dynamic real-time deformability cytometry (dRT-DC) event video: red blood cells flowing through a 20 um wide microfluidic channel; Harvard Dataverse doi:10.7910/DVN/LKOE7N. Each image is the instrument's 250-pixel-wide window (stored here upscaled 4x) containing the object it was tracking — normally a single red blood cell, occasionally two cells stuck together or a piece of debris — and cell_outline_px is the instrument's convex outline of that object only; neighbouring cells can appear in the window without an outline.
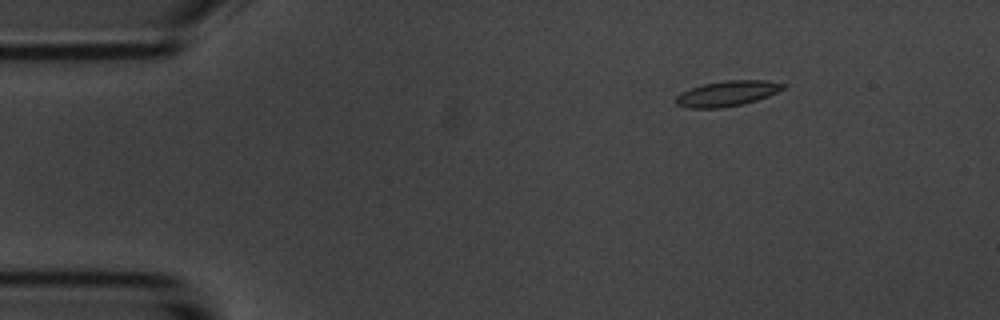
{"species": "common noctule bat (a hibernating species)", "species_latin": "Nyctalus noctula", "temperature_condition": "room temperature", "stored_images_in_passage": 48, "camera_frame_rate_fps": 3000, "um_per_image_px": 0.085, "animal": {"sex": "male", "body_mass_g": 20.1, "forearm_length_mm": 53.5}, "frame": {"image": 1, "passage_image": 1, "time_ms": 0.0, "image_size_px": [1000, 320], "cell_outline_px": [[788, 84], [784, 88], [768, 96], [756, 100], [740, 104], [720, 108], [688, 108], [676, 104], [676, 96], [680, 92], [704, 84], [728, 80], [764, 80]], "centroid_in_image_um": [61.81, 7.94], "position_along_channel_um": 23.2, "area_um2": 15.66}}
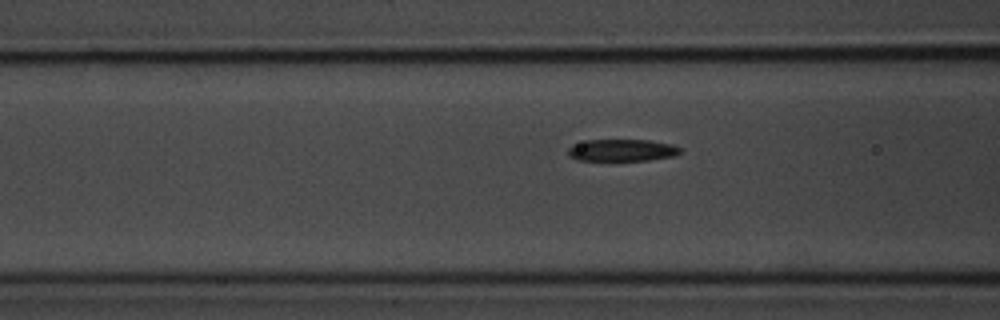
{"frame": {"image": 2, "passage_image": 14, "time_ms": 4.333, "image_size_px": [1000, 320], "cell_outline_px": [[680, 152], [676, 156], [648, 160], [576, 160], [568, 156], [568, 148], [584, 140], [648, 140], [672, 144], [680, 148]], "centroid_in_image_um": [52.87, 12.77], "position_along_channel_um": 113.7, "area_um2": 14.33}}
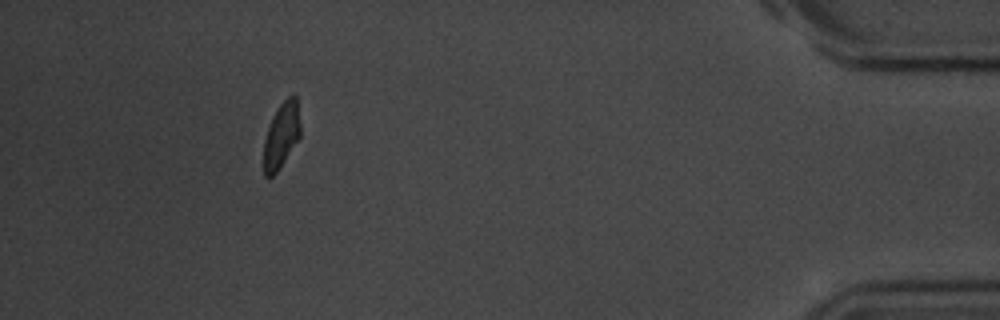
{"frame": {"image": 3, "passage_image": 43, "time_ms": 14.0, "image_size_px": [1000, 320], "cell_outline_px": [[300, 136], [276, 172], [272, 176], [264, 176], [264, 140], [272, 116], [280, 104], [292, 92], [296, 96], [300, 124]], "centroid_in_image_um": [23.92, 11.45], "position_along_channel_um": 411.3, "area_um2": 13.76}, "authors_computed_cell_mechanics": {"area_um2": 15.1436, "velocity_mm_per_s": 3.6967, "shape_relaxation_time_tau1_ms": 3.6262, "shape_relaxation_time_tau2_ms": 4.2767, "deformation_change_tau1": 0.1442, "deformation_change_tau2": 0.0753}}